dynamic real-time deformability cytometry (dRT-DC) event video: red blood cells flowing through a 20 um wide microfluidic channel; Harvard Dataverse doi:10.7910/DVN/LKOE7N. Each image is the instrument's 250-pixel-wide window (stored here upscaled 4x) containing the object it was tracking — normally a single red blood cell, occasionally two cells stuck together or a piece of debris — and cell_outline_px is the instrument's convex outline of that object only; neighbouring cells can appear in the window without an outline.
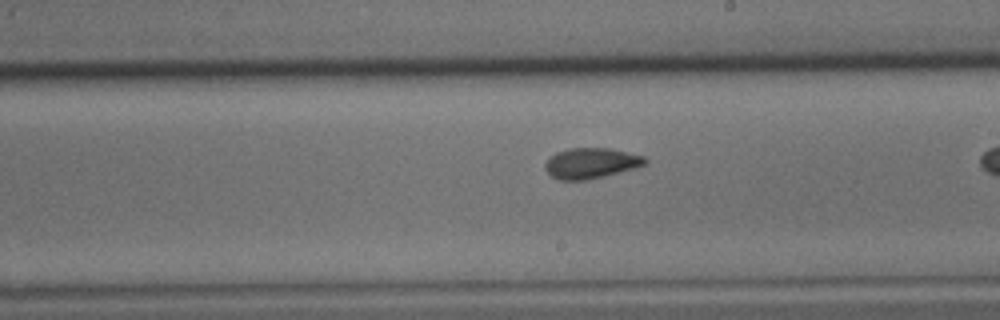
{"species": "common noctule bat (a hibernating species)", "species_latin": "Nyctalus noctula", "temperature_condition": "cold", "stored_images_in_passage": 28, "camera_frame_rate_fps": 3000, "um_per_image_px": 0.085, "animal": {"sex": "male", "body_mass_g": 15.6}, "frame": {"image": 1, "passage_image": 20, "time_ms": 6.333, "image_size_px": [1000, 320], "cell_outline_px": [[648, 160], [644, 164], [636, 168], [604, 176], [584, 180], [560, 180], [552, 176], [544, 168], [544, 164], [556, 152], [568, 148], [612, 148], [644, 156]], "centroid_in_image_um": [50.25, 13.86], "position_along_channel_um": 238.8, "area_um2": 17.74}}
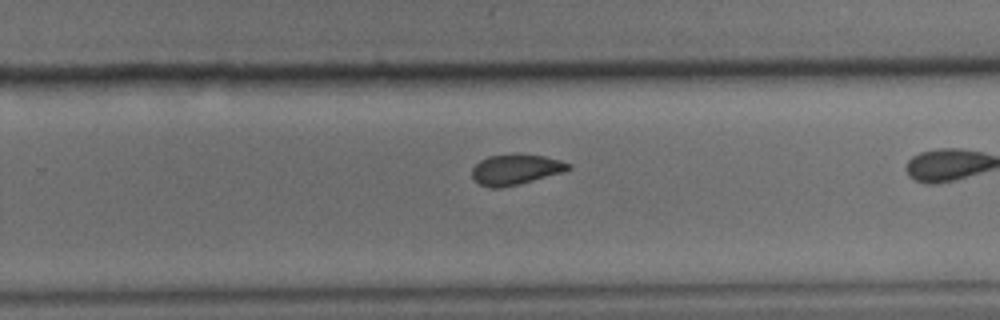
{"frame": {"image": 2, "passage_image": 24, "time_ms": 7.667, "image_size_px": [1000, 320], "cell_outline_px": [[572, 168], [564, 172], [500, 188], [488, 188], [480, 184], [472, 176], [472, 168], [480, 160], [488, 156], [512, 152], [544, 156], [560, 160], [572, 164]], "centroid_in_image_um": [43.83, 14.37], "position_along_channel_um": 286.0, "area_um2": 17.28}}